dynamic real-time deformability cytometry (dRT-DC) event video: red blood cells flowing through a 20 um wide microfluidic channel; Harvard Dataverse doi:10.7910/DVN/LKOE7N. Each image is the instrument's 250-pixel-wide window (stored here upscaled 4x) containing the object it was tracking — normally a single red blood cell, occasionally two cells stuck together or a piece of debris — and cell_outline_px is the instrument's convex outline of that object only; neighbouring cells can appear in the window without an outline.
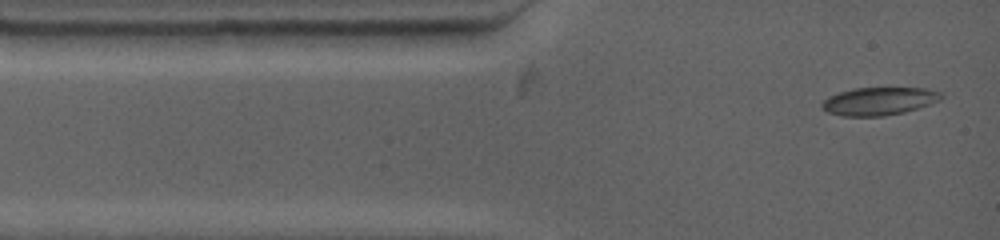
{"species": "common noctule bat (a hibernating species)", "species_latin": "Nyctalus noctula", "temperature_condition": "warm", "stored_images_in_passage": 3, "camera_frame_rate_fps": 4500, "um_per_image_px": 0.085, "animal": {"sex": "female", "body_mass_g": 19.0, "forearm_length_mm": 53.3}, "frame": {"image": 1, "passage_image": 1, "time_ms": 0.0, "image_size_px": [1000, 240], "cell_outline_px": [[944, 96], [940, 100], [904, 112], [884, 116], [844, 116], [828, 112], [820, 108], [820, 104], [828, 96], [840, 92], [856, 88], [928, 88], [940, 92]], "centroid_in_image_um": [74.69, 8.6], "position_along_channel_um": 10.3, "area_um2": 19.31}}
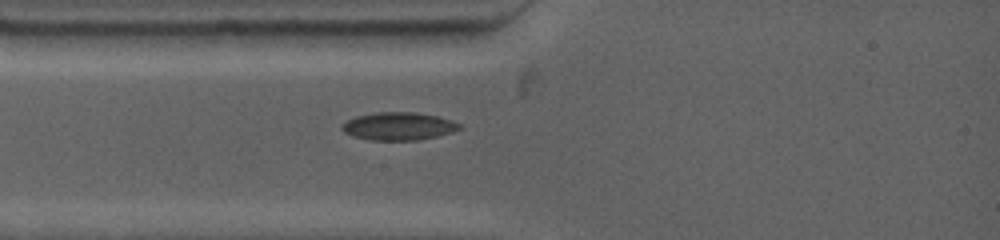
{"frame": {"image": 2, "passage_image": 3, "time_ms": 2.0, "image_size_px": [1000, 240], "cell_outline_px": [[464, 128], [452, 132], [436, 136], [416, 140], [368, 140], [352, 136], [344, 132], [340, 128], [340, 124], [356, 116], [376, 112], [416, 112], [436, 116], [452, 120], [460, 124]], "centroid_in_image_um": [33.86, 10.73], "position_along_channel_um": 51.1, "area_um2": 19.19}}